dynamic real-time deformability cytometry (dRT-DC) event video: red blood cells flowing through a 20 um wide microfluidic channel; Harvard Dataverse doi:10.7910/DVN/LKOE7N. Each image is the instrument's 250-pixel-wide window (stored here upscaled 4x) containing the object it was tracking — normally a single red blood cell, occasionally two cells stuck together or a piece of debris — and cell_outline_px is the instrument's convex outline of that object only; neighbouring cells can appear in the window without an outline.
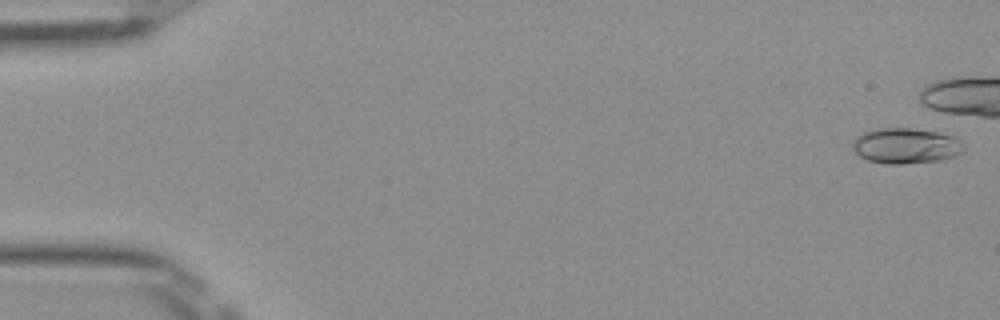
{"species": "Egyptian fruit bat (a non-hibernating species)", "species_latin": "Rousettus aegyptiacus", "temperature_condition": "room temperature", "stored_images_in_passage": 7, "camera_frame_rate_fps": 3000, "um_per_image_px": 0.085, "frame": {"image": 1, "passage_image": 1, "time_ms": 0.0, "image_size_px": [1000, 320], "cell_outline_px": [[964, 152], [940, 160], [900, 164], [888, 164], [868, 160], [860, 156], [852, 148], [852, 140], [856, 136], [864, 132], [876, 128], [912, 128], [940, 132], [956, 136], [964, 144]], "centroid_in_image_um": [77.01, 12.37], "position_along_channel_um": 8.0, "area_um2": 23.24}}